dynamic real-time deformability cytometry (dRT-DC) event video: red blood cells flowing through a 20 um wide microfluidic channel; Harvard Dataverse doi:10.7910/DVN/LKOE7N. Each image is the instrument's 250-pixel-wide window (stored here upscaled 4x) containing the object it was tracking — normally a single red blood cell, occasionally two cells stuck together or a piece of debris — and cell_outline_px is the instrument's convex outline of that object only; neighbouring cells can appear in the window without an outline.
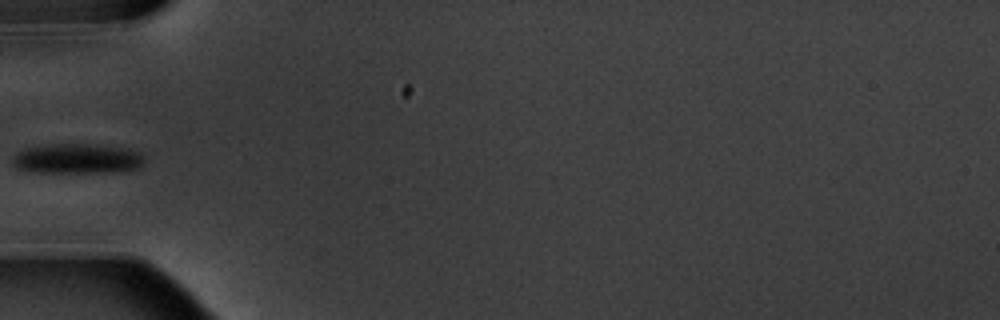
{"species": "common noctule bat (a hibernating species)", "species_latin": "Nyctalus noctula", "temperature_condition": "warm", "stored_images_in_passage": 6, "camera_frame_rate_fps": 3000, "um_per_image_px": 0.085, "animal": {"sex": "male", "body_mass_g": 20.1, "forearm_length_mm": 53.5}, "frame": {"image": 1, "passage_image": 6, "time_ms": 6.667, "image_size_px": [1000, 320], "cell_outline_px": [[144, 164], [140, 168], [108, 172], [36, 172], [16, 168], [12, 164], [12, 156], [16, 152], [24, 148], [44, 144], [100, 144], [124, 148], [140, 152], [144, 156]], "centroid_in_image_um": [6.54, 13.47], "position_along_channel_um": 78.5, "area_um2": 23.35}}